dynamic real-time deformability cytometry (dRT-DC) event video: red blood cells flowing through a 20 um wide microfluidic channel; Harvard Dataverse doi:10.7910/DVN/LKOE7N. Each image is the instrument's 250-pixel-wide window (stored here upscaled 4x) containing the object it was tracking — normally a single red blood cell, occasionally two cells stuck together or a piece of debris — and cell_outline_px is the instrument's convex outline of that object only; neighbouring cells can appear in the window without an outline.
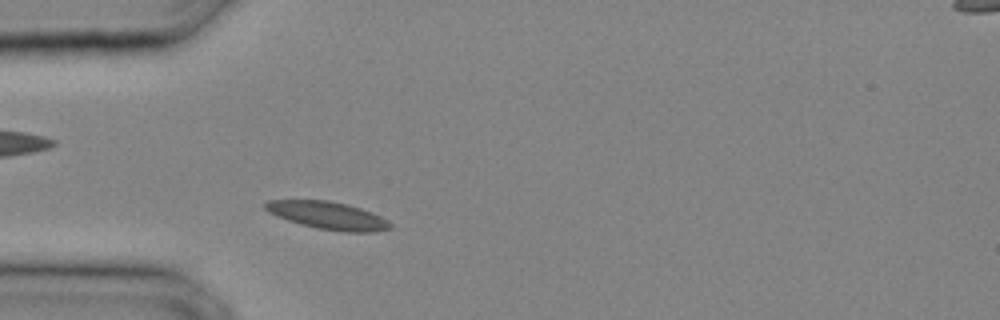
{"species": "common noctule bat (a hibernating species)", "species_latin": "Nyctalus noctula", "temperature_condition": "cold", "stored_images_in_passage": 25, "camera_frame_rate_fps": 3000, "um_per_image_px": 0.085, "animal": {"sex": "male", "body_mass_g": 20.4}, "frame": {"image": 1, "passage_image": 3, "time_ms": 0.667, "image_size_px": [1000, 320], "cell_outline_px": [[392, 228], [376, 232], [344, 232], [316, 228], [300, 224], [276, 216], [268, 212], [264, 208], [264, 204], [268, 200], [328, 200], [348, 204], [372, 212], [388, 220], [392, 224]], "centroid_in_image_um": [27.89, 18.32], "position_along_channel_um": 57.1, "area_um2": 20.29}}
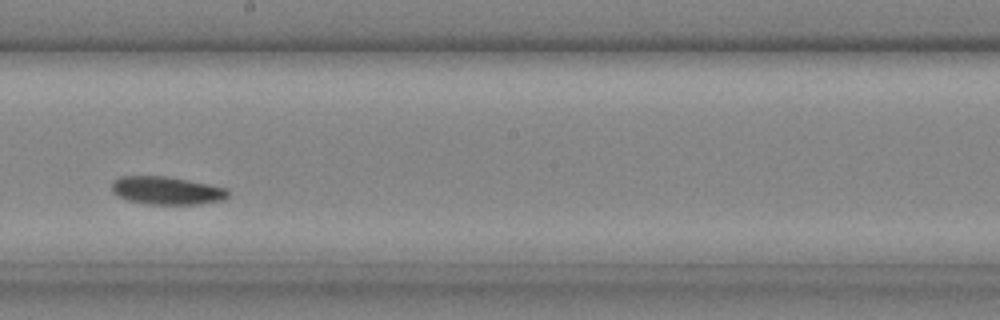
{"frame": {"image": 2, "passage_image": 12, "time_ms": 3.667, "image_size_px": [1000, 320], "cell_outline_px": [[228, 196], [224, 200], [200, 204], [144, 204], [128, 200], [116, 196], [112, 192], [112, 180], [120, 176], [168, 176], [228, 188]], "centroid_in_image_um": [14.15, 16.19], "position_along_channel_um": 234.1, "area_um2": 19.19}}
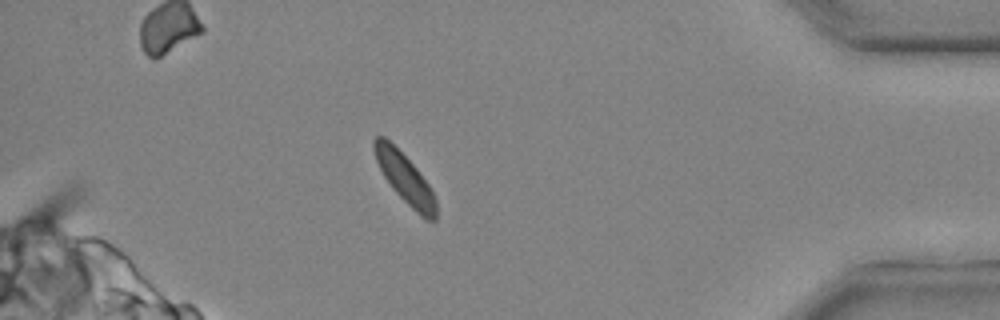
{"frame": {"image": 3, "passage_image": 22, "time_ms": 7.0, "image_size_px": [1000, 320], "cell_outline_px": [[436, 220], [428, 220], [420, 216], [392, 188], [384, 176], [376, 160], [372, 148], [372, 140], [376, 136], [384, 136], [416, 168], [428, 184], [436, 200]], "centroid_in_image_um": [34.39, 15.16], "position_along_channel_um": 400.8, "area_um2": 17.51}}